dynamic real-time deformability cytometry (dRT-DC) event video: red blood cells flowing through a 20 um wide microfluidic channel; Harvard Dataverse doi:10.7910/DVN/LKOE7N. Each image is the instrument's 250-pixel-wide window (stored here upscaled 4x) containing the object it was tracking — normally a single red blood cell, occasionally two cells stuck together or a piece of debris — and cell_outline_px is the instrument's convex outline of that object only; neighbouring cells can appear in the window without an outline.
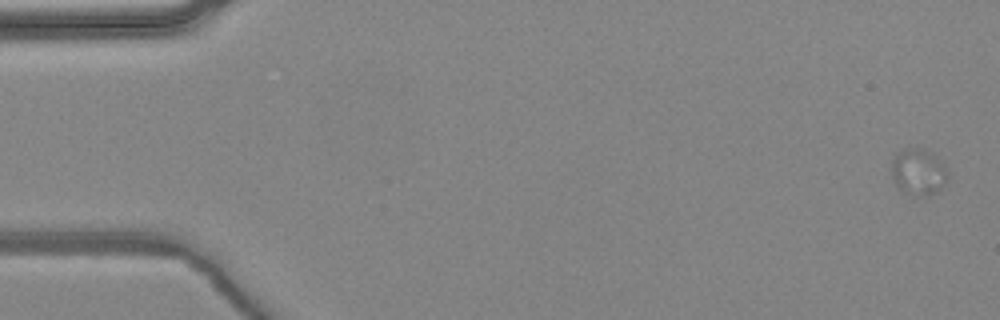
{"species": "common noctule bat (a hibernating species)", "species_latin": "Nyctalus noctula", "temperature_condition": "warm", "stored_images_in_passage": 6, "camera_frame_rate_fps": 3000, "um_per_image_px": 0.085, "animal": {"sex": "female", "body_mass_g": 24.6, "forearm_length_mm": 56.2}, "frame": {"image": 1, "passage_image": 1, "time_ms": 0.0, "image_size_px": [1000, 320], "cell_outline_px": [[948, 180], [936, 192], [928, 196], [912, 196], [896, 188], [888, 172], [892, 160], [896, 152], [904, 148], [924, 148], [932, 152], [948, 168]], "centroid_in_image_um": [78.01, 14.61], "position_along_channel_um": 7.0, "area_um2": 16.07}}
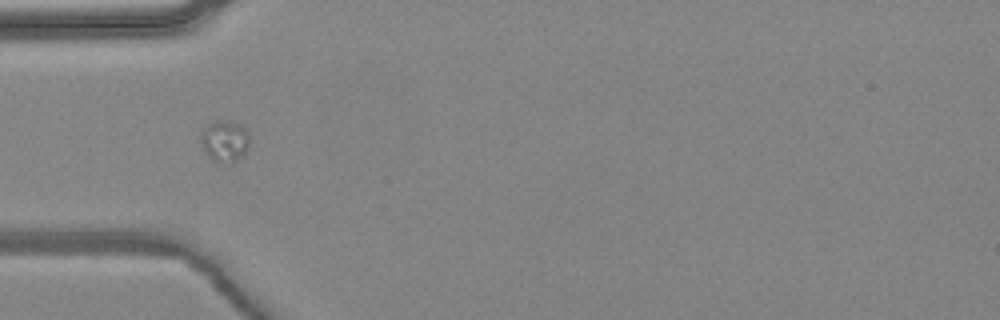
{"frame": {"image": 2, "passage_image": 5, "time_ms": 1.333, "image_size_px": [1000, 320], "cell_outline_px": [[248, 148], [232, 164], [220, 164], [212, 160], [204, 152], [200, 140], [200, 132], [208, 124], [220, 120], [240, 124], [248, 132]], "centroid_in_image_um": [19.06, 12.02], "position_along_channel_um": 65.9, "area_um2": 11.85}}